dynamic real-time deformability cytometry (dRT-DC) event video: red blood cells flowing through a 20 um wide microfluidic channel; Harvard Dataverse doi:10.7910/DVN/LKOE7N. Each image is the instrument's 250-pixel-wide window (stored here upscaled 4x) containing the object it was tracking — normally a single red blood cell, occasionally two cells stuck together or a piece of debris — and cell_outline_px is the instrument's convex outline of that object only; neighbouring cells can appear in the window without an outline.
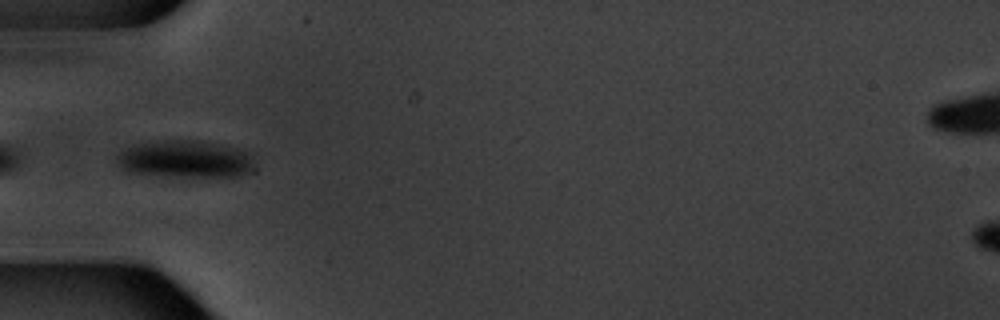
{"species": "common noctule bat (a hibernating species)", "species_latin": "Nyctalus noctula", "temperature_condition": "warm", "stored_images_in_passage": 8, "camera_frame_rate_fps": 3000, "um_per_image_px": 0.085, "animal": {"sex": "male", "body_mass_g": 20.1, "forearm_length_mm": 53.5}, "frame": {"image": 1, "passage_image": 6, "time_ms": 6.0, "image_size_px": [1000, 320], "cell_outline_px": [[252, 164], [248, 172], [244, 176], [168, 176], [124, 172], [116, 156], [124, 148], [140, 144], [172, 140], [192, 140], [220, 144], [236, 148], [248, 152], [252, 156]], "centroid_in_image_um": [15.73, 13.54], "position_along_channel_um": 69.3, "area_um2": 29.54}}